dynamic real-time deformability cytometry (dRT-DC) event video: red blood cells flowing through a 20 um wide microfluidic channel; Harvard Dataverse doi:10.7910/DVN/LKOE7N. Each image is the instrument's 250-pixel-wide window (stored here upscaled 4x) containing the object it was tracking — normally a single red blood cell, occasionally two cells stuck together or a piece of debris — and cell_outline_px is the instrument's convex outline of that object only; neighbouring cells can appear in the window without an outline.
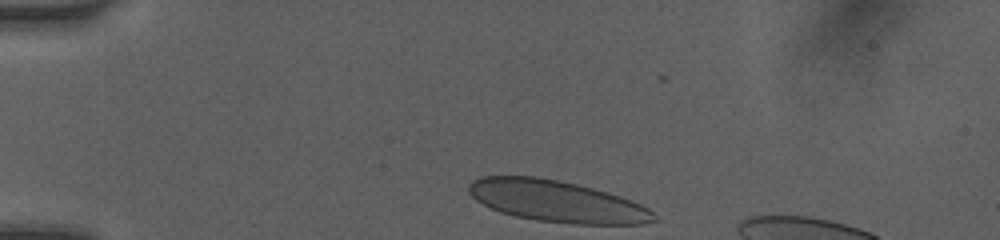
{"species": "human", "species_latin": "Homo sapiens", "temperature_condition": "room temperature", "stored_images_in_passage": 7, "camera_frame_rate_fps": 3000, "um_per_image_px": 0.085, "donor": {"sex": "female"}, "frame": {"image": 1, "passage_image": 1, "time_ms": 0.0, "image_size_px": [1000, 240], "cell_outline_px": [[660, 220], [644, 224], [572, 224], [536, 220], [516, 216], [500, 212], [476, 200], [468, 192], [468, 184], [472, 180], [480, 176], [536, 176], [576, 184], [608, 192], [632, 200], [648, 208]], "centroid_in_image_um": [47.34, 17.11], "position_along_channel_um": 37.7, "area_um2": 44.85}}
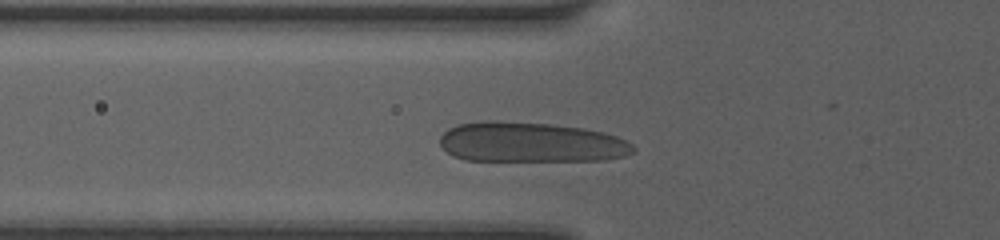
{"frame": {"image": 2, "passage_image": 6, "time_ms": 2.333, "image_size_px": [1000, 240], "cell_outline_px": [[636, 148], [632, 152], [624, 156], [604, 160], [464, 160], [452, 156], [440, 144], [440, 136], [448, 128], [456, 124], [484, 120], [500, 120], [548, 124], [584, 128], [604, 132], [616, 136], [632, 144]], "centroid_in_image_um": [45.08, 12.08], "position_along_channel_um": 80.7, "area_um2": 45.26}}